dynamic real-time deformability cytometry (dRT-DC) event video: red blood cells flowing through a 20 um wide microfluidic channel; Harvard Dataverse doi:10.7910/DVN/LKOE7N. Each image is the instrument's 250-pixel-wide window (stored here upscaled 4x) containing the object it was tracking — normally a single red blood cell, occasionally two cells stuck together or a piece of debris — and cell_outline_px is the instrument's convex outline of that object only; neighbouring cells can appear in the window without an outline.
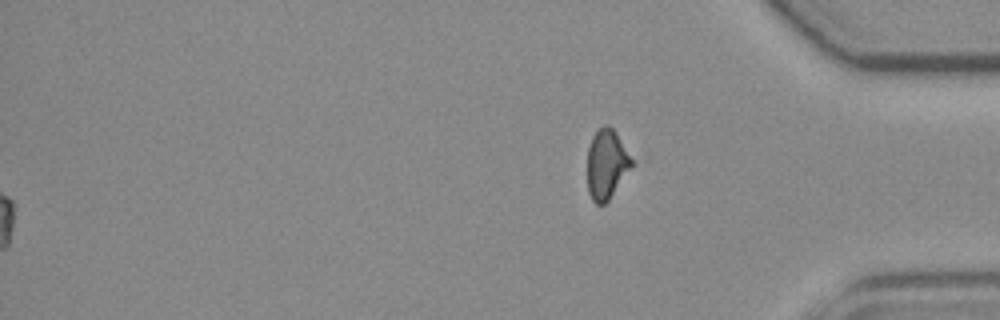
{"species": "common noctule bat (a hibernating species)", "species_latin": "Nyctalus noctula", "temperature_condition": "room temperature", "stored_images_in_passage": 45, "segment_of_instrument_passage": [2, 2], "camera_frame_rate_fps": 3000, "um_per_image_px": 0.085, "animal": {"sex": "female", "body_mass_g": 19.3, "forearm_length_mm": 54.1}, "frame": {"image": 1, "passage_image": 45, "time_ms": 14.667, "image_size_px": [1000, 320], "cell_outline_px": [[632, 164], [608, 200], [604, 204], [596, 204], [592, 200], [588, 192], [588, 148], [592, 136], [604, 124], [608, 124], [616, 132], [632, 160]], "centroid_in_image_um": [51.52, 13.94], "position_along_channel_um": 383.7, "area_um2": 17.46}}